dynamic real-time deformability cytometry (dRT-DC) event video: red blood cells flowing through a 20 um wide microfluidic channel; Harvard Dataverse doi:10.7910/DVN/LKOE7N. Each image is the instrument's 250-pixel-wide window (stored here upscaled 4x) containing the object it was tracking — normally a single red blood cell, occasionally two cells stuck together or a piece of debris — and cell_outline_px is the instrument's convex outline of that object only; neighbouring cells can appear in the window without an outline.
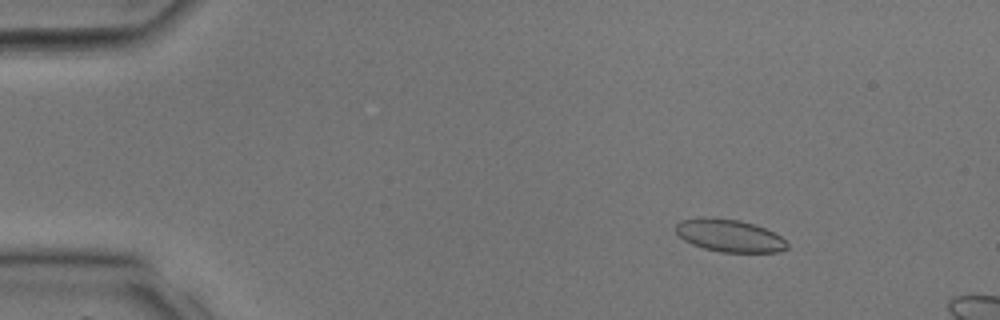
{"species": "common noctule bat (a hibernating species)", "species_latin": "Nyctalus noctula", "temperature_condition": "room temperature", "stored_images_in_passage": 13, "camera_frame_rate_fps": 3000, "um_per_image_px": 0.085, "animal": {"sex": "male", "body_mass_g": 17.9, "forearm_length_mm": 54.2}, "frame": {"image": 1, "passage_image": 6, "time_ms": 1.667, "image_size_px": [1000, 320], "cell_outline_px": [[788, 248], [780, 252], [720, 252], [704, 248], [692, 244], [684, 240], [676, 232], [676, 224], [680, 220], [700, 216], [704, 216], [740, 220], [764, 228], [780, 236], [788, 244]], "centroid_in_image_um": [61.97, 20.02], "position_along_channel_um": 23.0, "area_um2": 21.15}}